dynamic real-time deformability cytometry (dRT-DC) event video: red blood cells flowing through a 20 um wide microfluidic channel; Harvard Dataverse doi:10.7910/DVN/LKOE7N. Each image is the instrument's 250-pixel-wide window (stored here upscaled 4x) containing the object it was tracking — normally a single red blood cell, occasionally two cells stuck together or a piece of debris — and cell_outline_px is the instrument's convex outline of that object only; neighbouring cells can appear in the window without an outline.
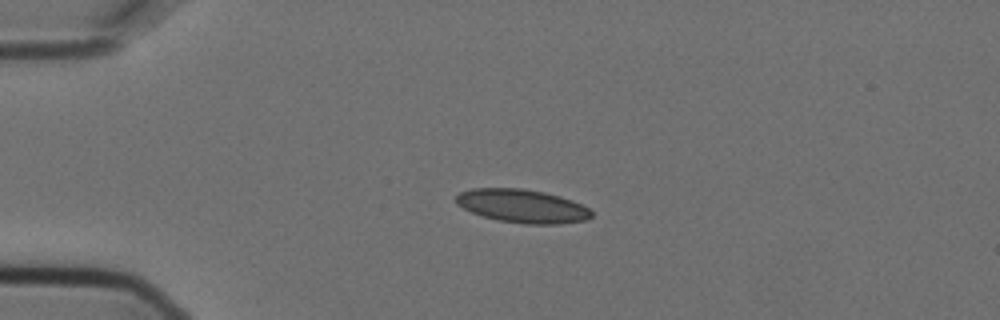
{"species": "Egyptian fruit bat (a non-hibernating species)", "species_latin": "Rousettus aegyptiacus", "temperature_condition": "cold", "stored_images_in_passage": 6, "camera_frame_rate_fps": 3000, "um_per_image_px": 0.085, "animal": {"sex": "female"}, "frame": {"image": 1, "passage_image": 4, "time_ms": 1.0, "image_size_px": [1000, 320], "cell_outline_px": [[592, 216], [588, 220], [560, 224], [524, 224], [500, 220], [484, 216], [472, 212], [456, 204], [456, 196], [460, 192], [472, 188], [524, 188], [544, 192], [560, 196], [572, 200], [588, 208], [592, 212]], "centroid_in_image_um": [44.42, 17.51], "position_along_channel_um": 40.6, "area_um2": 26.36}}
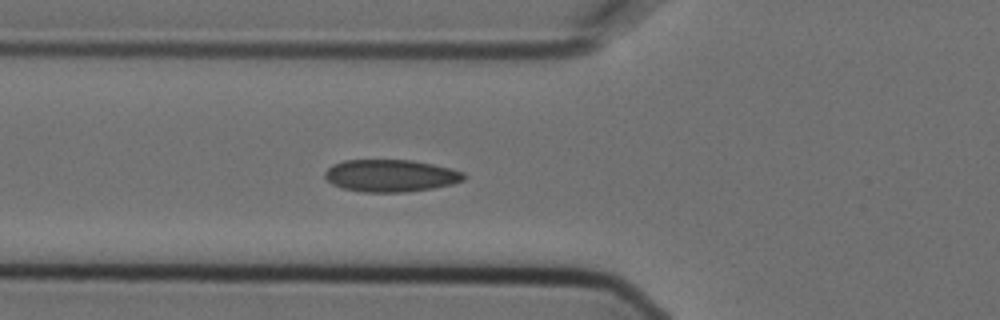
{"frame": {"image": 2, "passage_image": 6, "time_ms": 1.667, "image_size_px": [1000, 320], "cell_outline_px": [[464, 180], [452, 184], [432, 188], [404, 192], [364, 192], [340, 188], [332, 184], [324, 176], [324, 172], [332, 164], [344, 160], [412, 160], [432, 164], [464, 172]], "centroid_in_image_um": [33.16, 14.93], "position_along_channel_um": 92.6, "area_um2": 26.07}}